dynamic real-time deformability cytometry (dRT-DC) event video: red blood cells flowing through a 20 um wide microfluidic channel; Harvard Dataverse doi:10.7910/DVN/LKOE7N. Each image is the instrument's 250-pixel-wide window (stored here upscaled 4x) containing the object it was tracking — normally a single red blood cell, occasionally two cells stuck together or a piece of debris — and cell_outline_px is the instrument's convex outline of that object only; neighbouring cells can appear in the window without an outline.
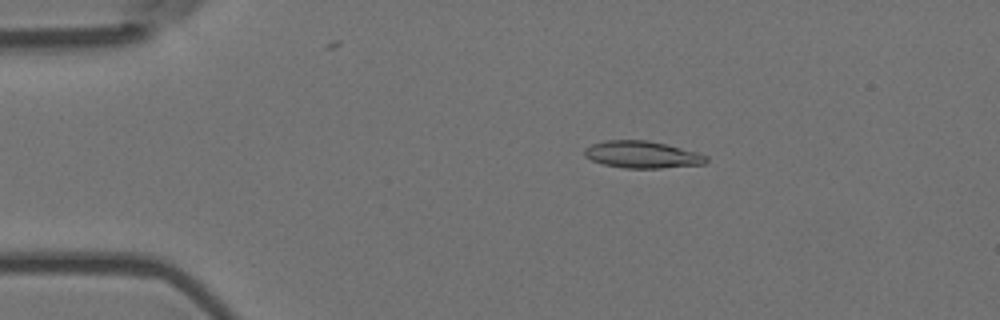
{"species": "Egyptian fruit bat (a non-hibernating species)", "species_latin": "Rousettus aegyptiacus", "temperature_condition": "room temperature", "stored_images_in_passage": 6, "camera_frame_rate_fps": 3000, "um_per_image_px": 0.085, "animal": {"sex": "female"}, "frame": {"image": 1, "passage_image": 3, "time_ms": 0.667, "image_size_px": [1000, 320], "cell_outline_px": [[708, 160], [704, 164], [660, 168], [624, 168], [604, 164], [592, 160], [584, 156], [584, 148], [592, 144], [604, 140], [648, 140], [668, 144], [696, 152], [708, 156]], "centroid_in_image_um": [54.58, 13.13], "position_along_channel_um": 30.4, "area_um2": 19.25}}
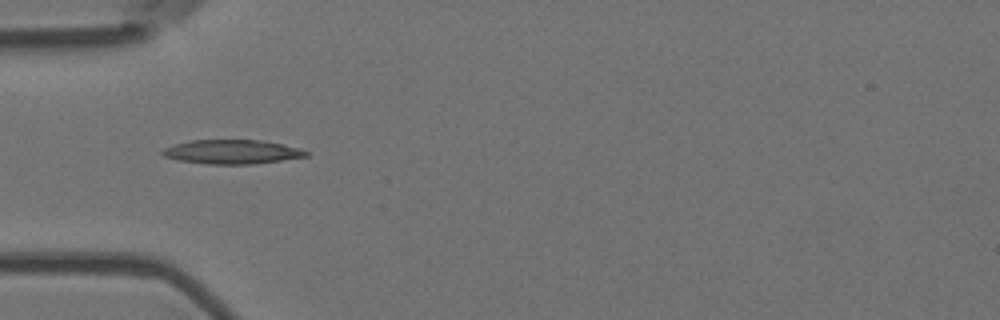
{"frame": {"image": 2, "passage_image": 5, "time_ms": 1.333, "image_size_px": [1000, 320], "cell_outline_px": [[308, 156], [252, 164], [208, 164], [180, 160], [164, 156], [160, 152], [164, 148], [176, 144], [192, 140], [264, 140], [296, 148], [308, 152]], "centroid_in_image_um": [19.69, 12.9], "position_along_channel_um": 65.3, "area_um2": 19.83}}
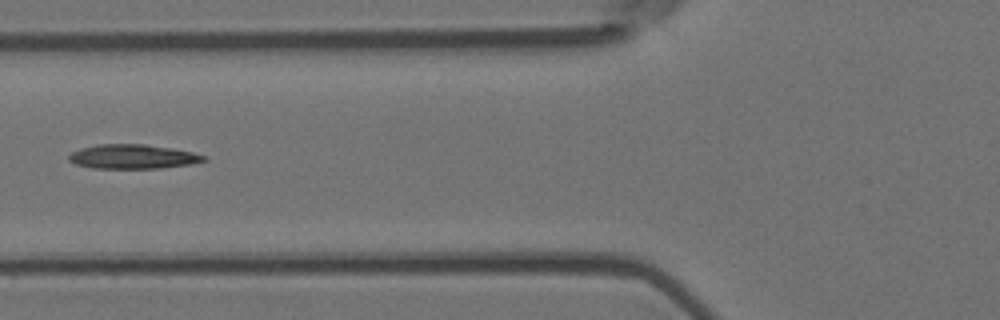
{"frame": {"image": 3, "passage_image": 6, "time_ms": 1.667, "image_size_px": [1000, 320], "cell_outline_px": [[208, 160], [188, 164], [160, 168], [92, 168], [76, 164], [68, 160], [68, 156], [72, 152], [80, 148], [96, 144], [144, 144], [192, 152], [208, 156]], "centroid_in_image_um": [11.26, 13.31], "position_along_channel_um": 114.5, "area_um2": 19.02}}